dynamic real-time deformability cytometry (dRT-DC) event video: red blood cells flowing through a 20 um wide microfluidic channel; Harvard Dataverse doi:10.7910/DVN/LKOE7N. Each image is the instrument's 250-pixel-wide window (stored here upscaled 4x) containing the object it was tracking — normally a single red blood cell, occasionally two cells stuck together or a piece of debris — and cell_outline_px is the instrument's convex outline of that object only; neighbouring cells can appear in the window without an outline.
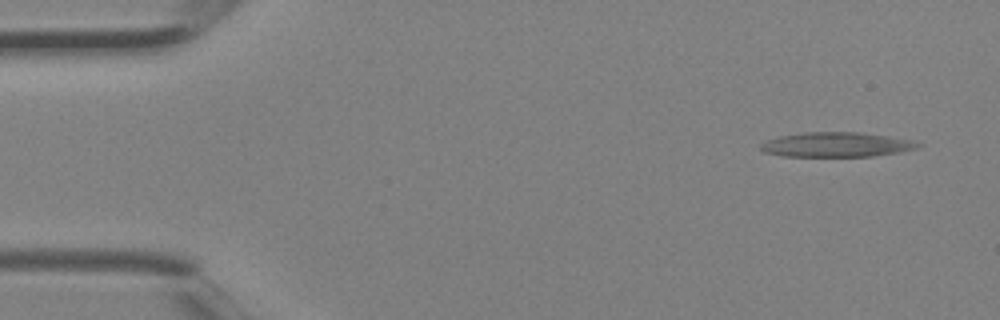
{"species": "Egyptian fruit bat (a non-hibernating species)", "species_latin": "Rousettus aegyptiacus", "temperature_condition": "room temperature", "stored_images_in_passage": 3, "camera_frame_rate_fps": 3000, "um_per_image_px": 0.085, "animal": {"sex": "female"}, "frame": {"image": 1, "passage_image": 1, "time_ms": 0.0, "image_size_px": [1000, 320], "cell_outline_px": [[924, 144], [916, 148], [900, 152], [872, 156], [780, 156], [764, 152], [760, 148], [760, 144], [764, 140], [780, 136], [804, 132], [860, 132], [912, 140]], "centroid_in_image_um": [71.06, 12.29], "position_along_channel_um": 13.9, "area_um2": 22.66}}